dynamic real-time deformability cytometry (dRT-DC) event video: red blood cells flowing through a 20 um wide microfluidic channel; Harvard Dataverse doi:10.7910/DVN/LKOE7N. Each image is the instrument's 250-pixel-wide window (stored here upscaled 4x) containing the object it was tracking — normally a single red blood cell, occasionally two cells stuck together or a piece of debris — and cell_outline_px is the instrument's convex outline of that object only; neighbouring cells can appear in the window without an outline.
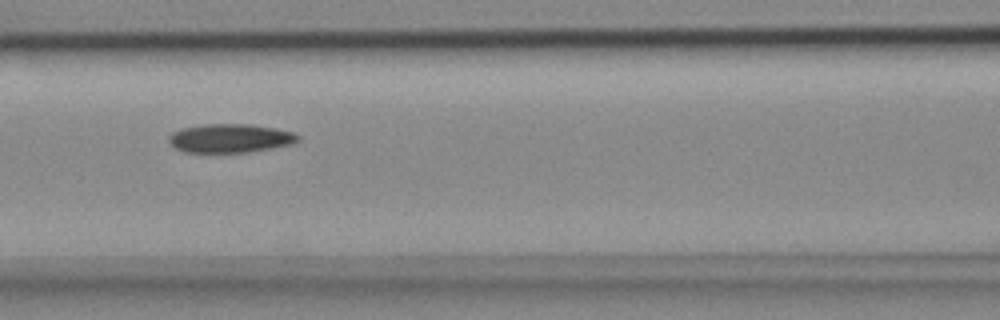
{"species": "common noctule bat (a hibernating species)", "species_latin": "Nyctalus noctula", "temperature_condition": "cold", "stored_images_in_passage": 7, "camera_frame_rate_fps": 3000, "um_per_image_px": 0.085, "animal": {"sex": "female", "body_mass_g": 18.4}, "frame": {"image": 1, "passage_image": 4, "time_ms": 1.0, "image_size_px": [1000, 320], "cell_outline_px": [[300, 140], [296, 144], [248, 152], [184, 152], [176, 148], [168, 140], [168, 136], [172, 132], [180, 128], [204, 124], [252, 124], [276, 128], [292, 132], [300, 136]], "centroid_in_image_um": [19.6, 11.74], "position_along_channel_um": 147.0, "area_um2": 21.85}}
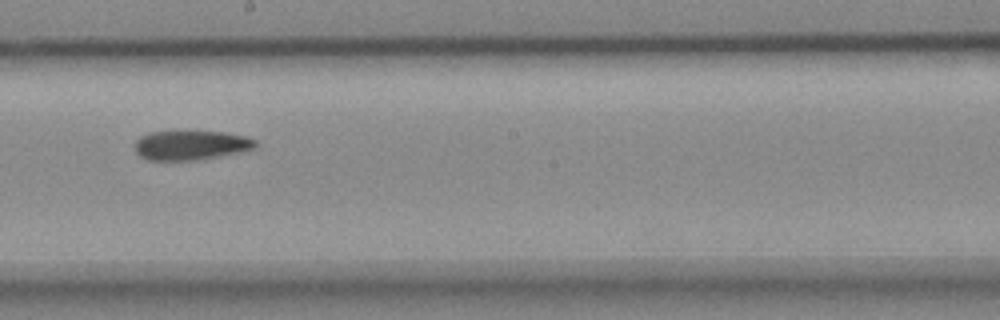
{"frame": {"image": 2, "passage_image": 6, "time_ms": 1.667, "image_size_px": [1000, 320], "cell_outline_px": [[256, 148], [240, 152], [220, 156], [196, 160], [148, 160], [140, 156], [136, 152], [136, 140], [140, 136], [148, 132], [224, 132], [248, 136], [256, 140]], "centroid_in_image_um": [16.25, 12.34], "position_along_channel_um": 231.9, "area_um2": 20.63}}
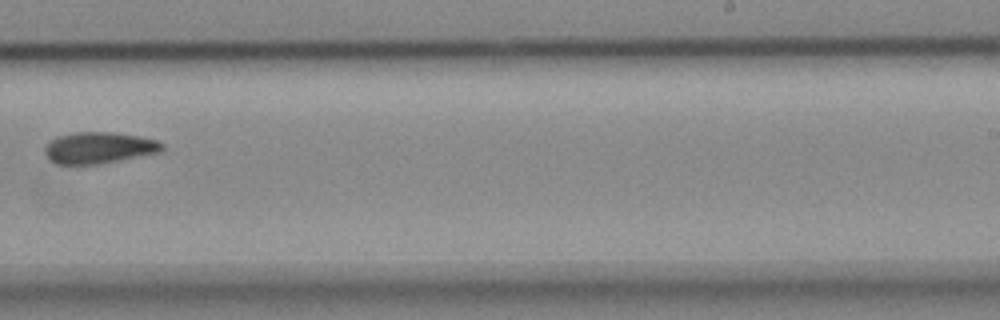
{"frame": {"image": 3, "passage_image": 7, "time_ms": 2.0, "image_size_px": [1000, 320], "cell_outline_px": [[164, 148], [160, 152], [96, 164], [56, 164], [48, 160], [44, 152], [44, 148], [48, 140], [56, 136], [72, 132], [116, 132], [140, 136], [156, 140], [164, 144]], "centroid_in_image_um": [8.35, 12.54], "position_along_channel_um": 280.7, "area_um2": 21.68}}